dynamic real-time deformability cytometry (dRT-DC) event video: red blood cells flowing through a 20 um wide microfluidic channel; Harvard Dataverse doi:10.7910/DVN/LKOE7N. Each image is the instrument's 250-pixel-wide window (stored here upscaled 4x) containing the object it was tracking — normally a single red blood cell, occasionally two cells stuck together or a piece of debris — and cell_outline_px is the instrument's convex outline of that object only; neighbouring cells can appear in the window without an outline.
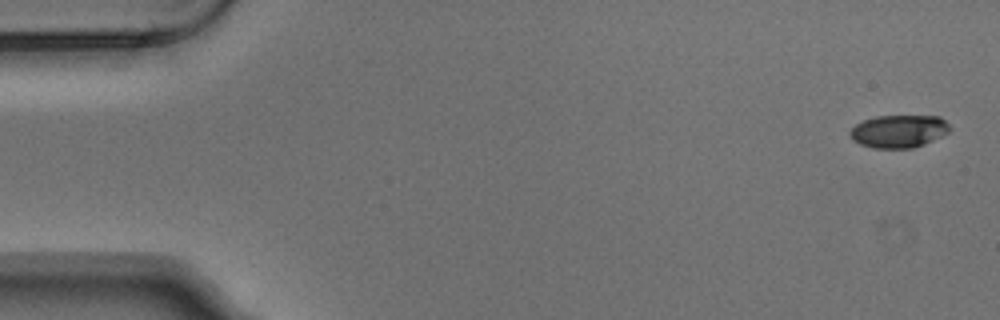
{"species": "Egyptian fruit bat (a non-hibernating species)", "species_latin": "Rousettus aegyptiacus", "temperature_condition": "warm", "stored_images_in_passage": 5, "camera_frame_rate_fps": 3000, "um_per_image_px": 0.085, "animal": {"sex": "male"}, "frame": {"image": 1, "passage_image": 1, "time_ms": 0.0, "image_size_px": [1000, 320], "cell_outline_px": [[952, 128], [948, 132], [924, 144], [912, 148], [872, 148], [860, 144], [852, 140], [848, 132], [856, 124], [864, 120], [876, 116], [940, 116]], "centroid_in_image_um": [76.37, 11.15], "position_along_channel_um": 8.6, "area_um2": 19.02}}
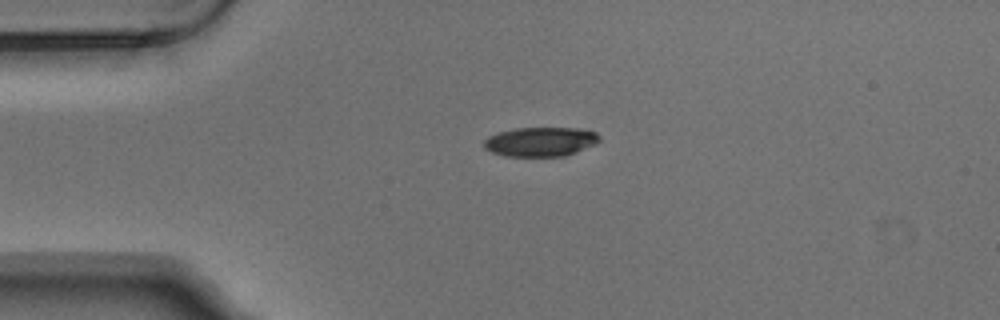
{"frame": {"image": 2, "passage_image": 4, "time_ms": 1.0, "image_size_px": [1000, 320], "cell_outline_px": [[600, 140], [596, 144], [576, 152], [564, 156], [504, 156], [492, 152], [484, 148], [484, 140], [488, 136], [496, 132], [516, 128], [580, 128], [596, 132], [600, 136]], "centroid_in_image_um": [45.94, 12.04], "position_along_channel_um": 39.1, "area_um2": 19.88}}